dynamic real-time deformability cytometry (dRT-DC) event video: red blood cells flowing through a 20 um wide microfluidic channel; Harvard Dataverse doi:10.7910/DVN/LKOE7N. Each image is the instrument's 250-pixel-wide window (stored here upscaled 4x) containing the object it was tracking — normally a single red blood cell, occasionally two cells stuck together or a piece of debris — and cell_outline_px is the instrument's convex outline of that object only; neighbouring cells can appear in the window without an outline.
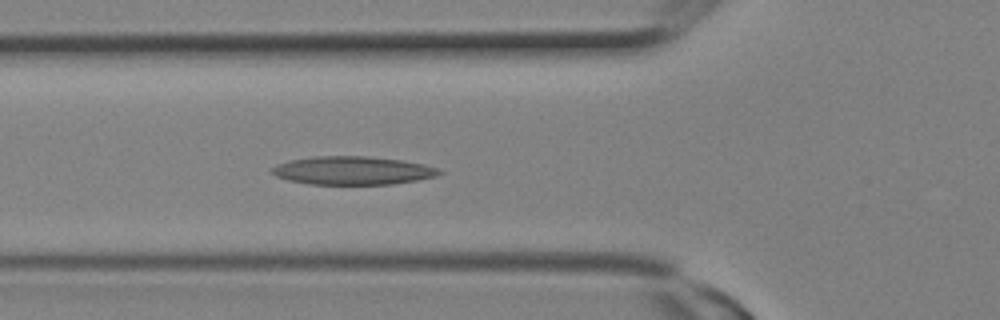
{"species": "Egyptian fruit bat (a non-hibernating species)", "species_latin": "Rousettus aegyptiacus", "temperature_condition": "room temperature", "stored_images_in_passage": 9, "camera_frame_rate_fps": 3000, "um_per_image_px": 0.085, "animal": {"sex": "female"}, "frame": {"image": 1, "passage_image": 9, "time_ms": 2.667, "image_size_px": [1000, 320], "cell_outline_px": [[444, 172], [436, 176], [416, 180], [392, 184], [308, 184], [288, 180], [276, 176], [272, 172], [272, 168], [276, 164], [288, 160], [312, 156], [368, 156], [400, 160], [424, 164], [440, 168]], "centroid_in_image_um": [29.97, 14.49], "position_along_channel_um": 95.8, "area_um2": 27.69}}